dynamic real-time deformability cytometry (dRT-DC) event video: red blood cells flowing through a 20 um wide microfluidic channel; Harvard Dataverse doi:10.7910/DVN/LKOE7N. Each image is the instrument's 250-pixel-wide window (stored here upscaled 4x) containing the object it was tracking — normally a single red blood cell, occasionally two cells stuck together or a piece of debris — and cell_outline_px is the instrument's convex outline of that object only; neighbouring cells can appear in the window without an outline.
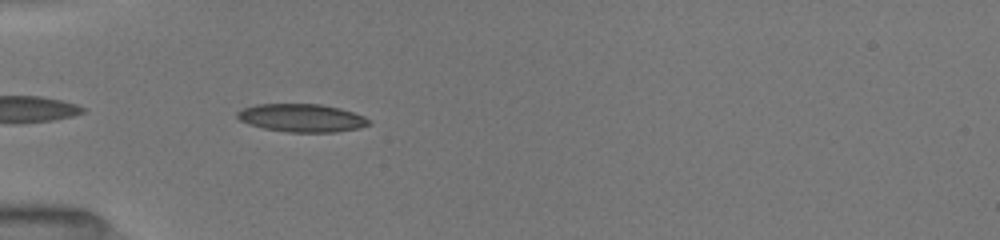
{"species": "common noctule bat (a hibernating species)", "species_latin": "Nyctalus noctula", "temperature_condition": "room temperature", "stored_images_in_passage": 22, "camera_frame_rate_fps": 3000, "um_per_image_px": 0.085, "animal": {"sex": "female", "body_mass_g": 19.5, "forearm_length_mm": 54.1}, "frame": {"image": 1, "passage_image": 2, "time_ms": 0.333, "image_size_px": [1000, 240], "cell_outline_px": [[372, 124], [360, 128], [336, 132], [288, 132], [264, 128], [248, 124], [240, 120], [236, 116], [236, 112], [244, 108], [256, 104], [320, 104], [340, 108], [364, 116], [372, 120]], "centroid_in_image_um": [25.68, 10.02], "position_along_channel_um": 59.3, "area_um2": 21.62}}
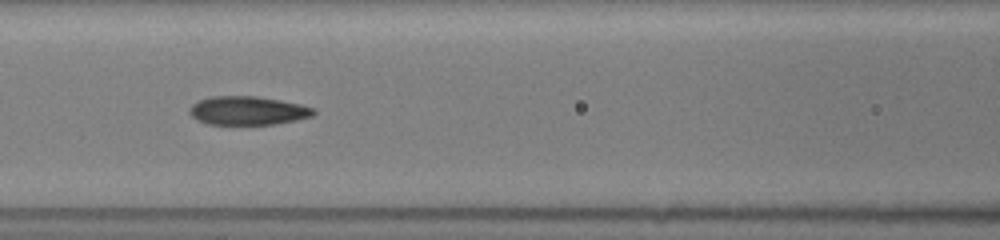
{"frame": {"image": 2, "passage_image": 9, "time_ms": 2.667, "image_size_px": [1000, 240], "cell_outline_px": [[316, 112], [312, 116], [296, 120], [276, 124], [208, 124], [196, 120], [188, 112], [188, 108], [192, 104], [200, 100], [212, 96], [256, 96], [280, 100], [300, 104], [316, 108]], "centroid_in_image_um": [21.06, 9.4], "position_along_channel_um": 145.5, "area_um2": 20.81}}
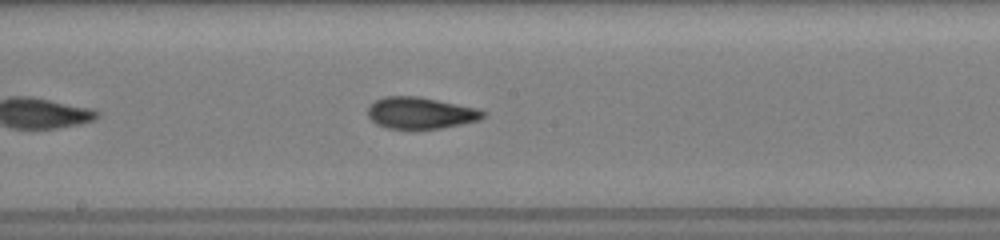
{"frame": {"image": 3, "passage_image": 14, "time_ms": 4.333, "image_size_px": [1000, 240], "cell_outline_px": [[488, 112], [480, 120], [440, 128], [388, 128], [376, 124], [368, 116], [368, 104], [384, 96], [420, 96], [480, 108]], "centroid_in_image_um": [35.77, 9.58], "position_along_channel_um": 212.4, "area_um2": 21.39}}